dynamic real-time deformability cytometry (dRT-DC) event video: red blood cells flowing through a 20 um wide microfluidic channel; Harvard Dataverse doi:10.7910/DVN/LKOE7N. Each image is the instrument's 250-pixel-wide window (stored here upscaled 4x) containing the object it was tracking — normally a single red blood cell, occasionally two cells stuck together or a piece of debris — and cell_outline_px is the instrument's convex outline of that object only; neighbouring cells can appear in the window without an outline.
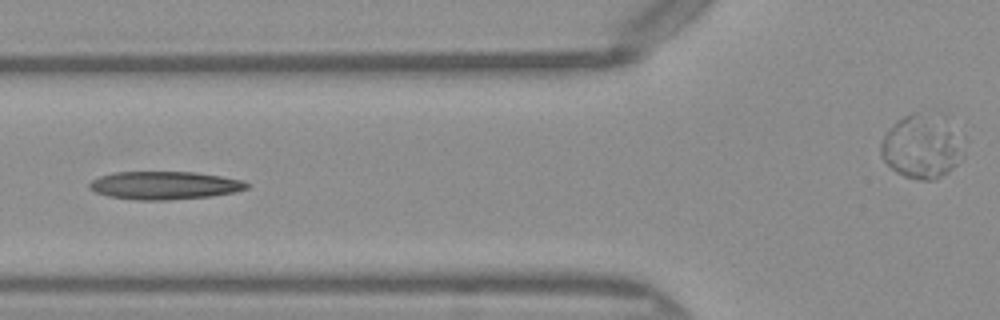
{"species": "Egyptian fruit bat (a non-hibernating species)", "species_latin": "Rousettus aegyptiacus", "temperature_condition": "warm", "stored_images_in_passage": 49, "camera_frame_rate_fps": 3000, "um_per_image_px": 0.085, "frame": {"image": 1, "passage_image": 18, "time_ms": 5.667, "image_size_px": [1000, 320], "cell_outline_px": [[248, 188], [232, 192], [212, 196], [168, 200], [136, 200], [108, 196], [96, 192], [88, 188], [88, 184], [92, 180], [100, 176], [116, 172], [196, 172], [220, 176], [240, 180], [248, 184]], "centroid_in_image_um": [13.94, 15.76], "position_along_channel_um": 111.9, "area_um2": 25.55}}
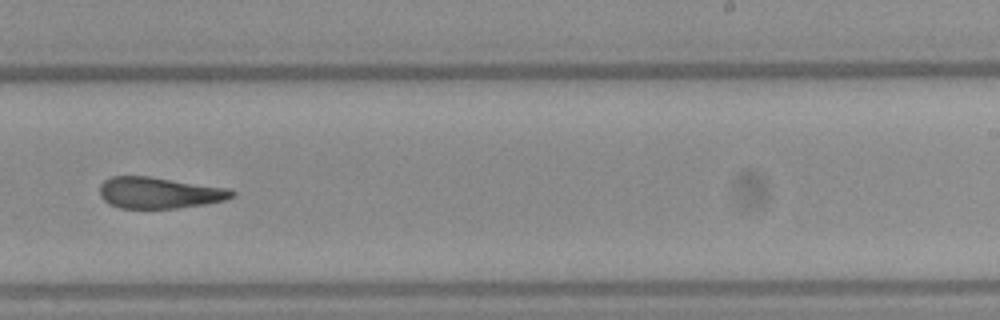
{"frame": {"image": 2, "passage_image": 30, "time_ms": 9.667, "image_size_px": [1000, 320], "cell_outline_px": [[236, 196], [224, 200], [208, 204], [176, 208], [120, 208], [108, 204], [100, 196], [100, 184], [104, 180], [112, 176], [148, 176], [228, 188], [236, 192]], "centroid_in_image_um": [13.54, 16.39], "position_along_channel_um": 275.5, "area_um2": 24.22}}
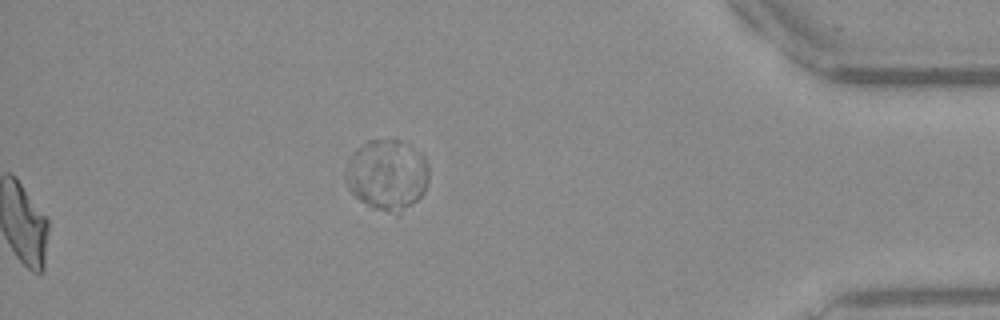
{"frame": {"image": 3, "passage_image": 49, "time_ms": 16.0, "image_size_px": [1000, 320], "cell_outline_px": [[428, 184], [424, 192], [416, 200], [396, 216], [372, 208], [360, 200], [348, 188], [344, 176], [344, 172], [348, 160], [352, 152], [356, 148], [368, 140], [400, 140], [420, 152], [424, 156], [428, 164]], "centroid_in_image_um": [32.89, 14.87], "position_along_channel_um": 402.3, "area_um2": 34.68}, "authors_computed_cell_mechanics": {"area_um2": 25.3164, "velocity_mm_per_s": 4.0882, "shape_relaxation_time_tau1_ms": 6.9059, "shape_relaxation_time_tau2_ms": 3.3849, "deformation_change_tau1": 0.2411, "deformation_change_tau2": 0.1523}}